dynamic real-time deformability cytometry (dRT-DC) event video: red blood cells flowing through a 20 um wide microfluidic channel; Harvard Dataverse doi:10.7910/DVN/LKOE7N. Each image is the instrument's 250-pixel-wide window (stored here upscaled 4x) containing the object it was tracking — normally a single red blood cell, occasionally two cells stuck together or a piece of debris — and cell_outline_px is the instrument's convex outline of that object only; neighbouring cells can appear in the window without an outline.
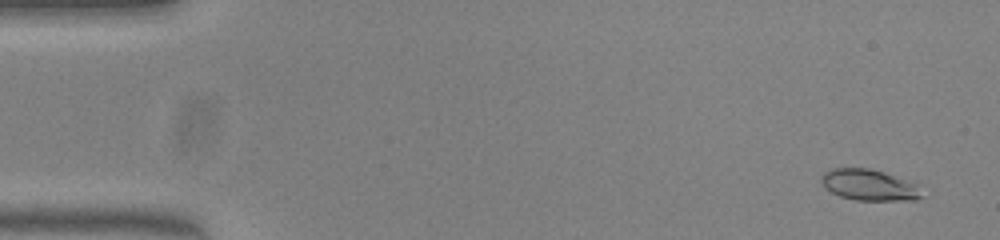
{"species": "common noctule bat (a hibernating species)", "species_latin": "Nyctalus noctula", "temperature_condition": "warm", "stored_images_in_passage": 52, "camera_frame_rate_fps": 3000, "um_per_image_px": 0.085, "animal": {"sex": "female", "body_mass_g": 23.0, "forearm_length_mm": 53.4}, "frame": {"image": 1, "passage_image": 3, "time_ms": 0.667, "image_size_px": [1000, 240], "cell_outline_px": [[924, 196], [916, 200], [856, 200], [840, 196], [824, 188], [820, 180], [820, 176], [824, 172], [832, 168], [868, 168], [884, 172], [916, 184]], "centroid_in_image_um": [73.84, 15.72], "position_along_channel_um": 11.2, "area_um2": 18.21}}
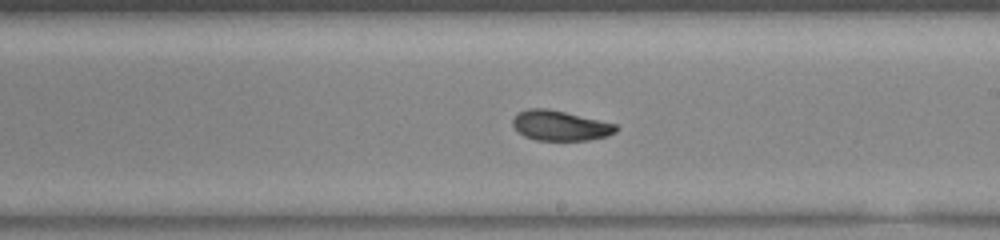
{"frame": {"image": 2, "passage_image": 30, "time_ms": 9.667, "image_size_px": [1000, 240], "cell_outline_px": [[620, 128], [616, 132], [608, 136], [588, 140], [536, 140], [524, 136], [512, 124], [512, 120], [520, 112], [528, 108], [548, 108], [616, 124]], "centroid_in_image_um": [47.65, 10.68], "position_along_channel_um": 241.4, "area_um2": 17.98}}
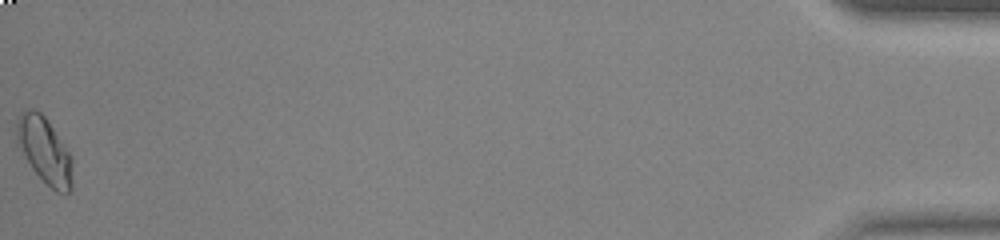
{"frame": {"image": 3, "passage_image": 52, "time_ms": 17.0, "image_size_px": [1000, 240], "cell_outline_px": [[72, 188], [68, 192], [56, 192], [32, 168], [16, 136], [16, 120], [20, 112], [24, 108], [32, 108], [40, 112], [44, 116], [72, 156]], "centroid_in_image_um": [3.8, 12.74], "position_along_channel_um": 431.4, "area_um2": 20.98}, "authors_computed_cell_mechanics": {"area_um2": 18.6116, "velocity_mm_per_s": 3.9982, "shape_relaxation_time_tau1_ms": 4.6806, "shape_relaxation_time_tau2_ms": 1.6878, "deformation_change_tau1": 0.1767, "deformation_change_tau2": 0.0634}}